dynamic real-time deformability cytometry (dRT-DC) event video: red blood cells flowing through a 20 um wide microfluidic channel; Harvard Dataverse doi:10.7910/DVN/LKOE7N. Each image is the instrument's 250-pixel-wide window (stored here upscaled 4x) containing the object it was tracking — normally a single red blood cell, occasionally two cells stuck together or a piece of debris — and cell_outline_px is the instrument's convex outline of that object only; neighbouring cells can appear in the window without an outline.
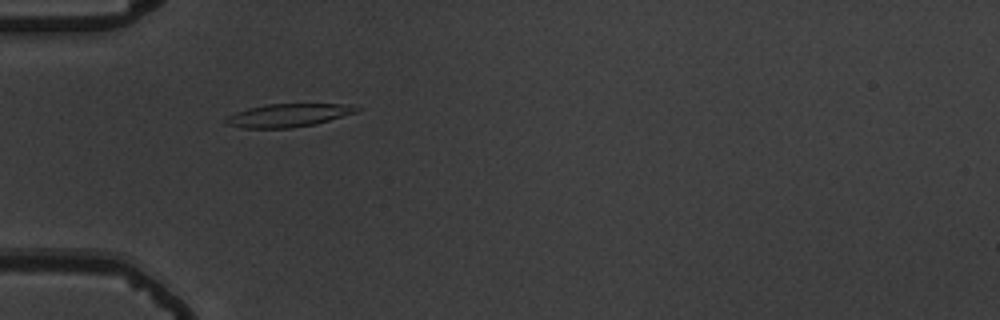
{"species": "common noctule bat (a hibernating species)", "species_latin": "Nyctalus noctula", "temperature_condition": "warm", "stored_images_in_passage": 34, "camera_frame_rate_fps": 3000, "um_per_image_px": 0.085, "animal": {"sex": "male", "body_mass_g": 19.5, "forearm_length_mm": 54.6}, "frame": {"image": 1, "passage_image": 3, "time_ms": 0.667, "image_size_px": [1000, 320], "cell_outline_px": [[360, 108], [356, 112], [316, 124], [292, 128], [244, 128], [224, 124], [224, 120], [228, 116], [236, 112], [248, 108], [268, 104], [352, 104]], "centroid_in_image_um": [24.48, 9.8], "position_along_channel_um": 60.5, "area_um2": 17.63}}
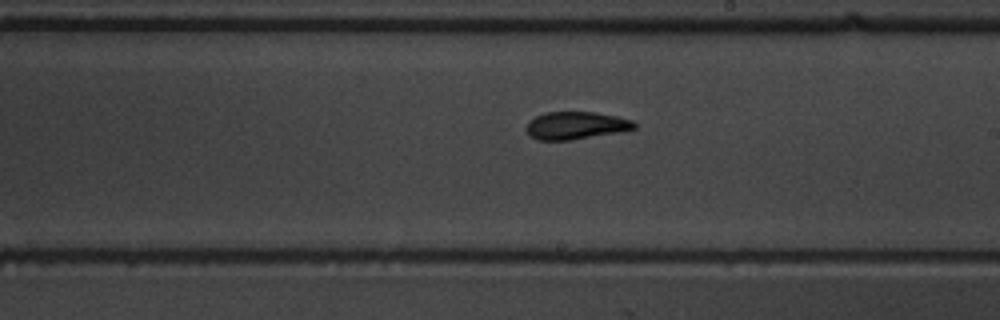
{"frame": {"image": 2, "passage_image": 18, "time_ms": 5.667, "image_size_px": [1000, 320], "cell_outline_px": [[636, 128], [620, 132], [568, 140], [540, 140], [528, 136], [524, 128], [536, 116], [548, 112], [596, 112], [616, 116], [632, 120], [636, 124]], "centroid_in_image_um": [48.94, 10.67], "position_along_channel_um": 240.1, "area_um2": 17.28}}
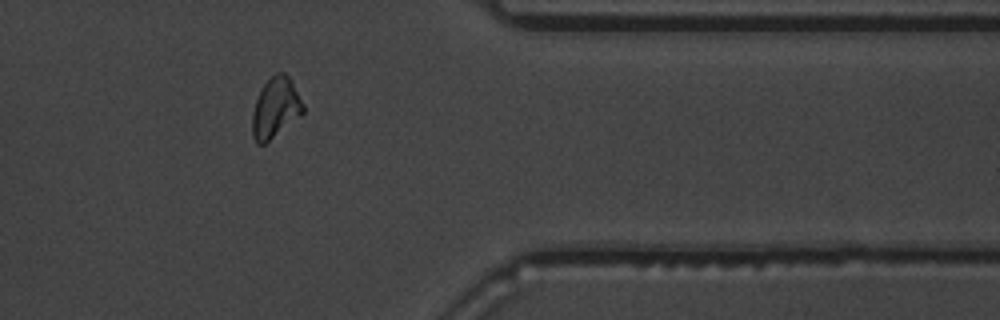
{"frame": {"image": 3, "passage_image": 31, "time_ms": 10.0, "image_size_px": [1000, 320], "cell_outline_px": [[304, 112], [300, 116], [264, 144], [256, 144], [252, 136], [252, 112], [256, 100], [264, 84], [276, 72], [284, 72], [292, 80], [304, 104]], "centroid_in_image_um": [23.42, 9.16], "position_along_channel_um": 388.0, "area_um2": 17.8}, "authors_computed_cell_mechanics": {"area_um2": 17.7446, "velocity_mm_per_s": 3.7061, "shape_relaxation_time_tau1_ms": 6.2054, "shape_relaxation_time_tau2_ms": 2.1958, "deformation_change_tau1": 0.2007, "deformation_change_tau2": 0.0888}}